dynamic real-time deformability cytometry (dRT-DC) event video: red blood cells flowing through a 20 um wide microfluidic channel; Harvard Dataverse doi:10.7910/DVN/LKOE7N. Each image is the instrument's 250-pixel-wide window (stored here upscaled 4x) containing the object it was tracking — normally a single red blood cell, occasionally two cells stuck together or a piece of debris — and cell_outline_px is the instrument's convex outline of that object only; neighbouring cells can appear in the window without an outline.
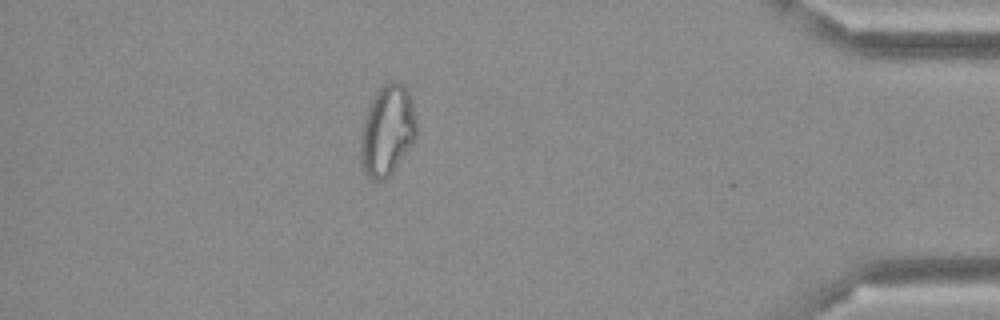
{"species": "Egyptian fruit bat (a non-hibernating species)", "species_latin": "Rousettus aegyptiacus", "temperature_condition": "cold", "stored_images_in_passage": 43, "camera_frame_rate_fps": 3000, "um_per_image_px": 0.085, "frame": {"image": 1, "passage_image": 37, "time_ms": 12.0, "image_size_px": [1000, 320], "cell_outline_px": [[416, 140], [392, 172], [384, 180], [372, 180], [364, 172], [360, 160], [360, 136], [364, 120], [368, 108], [372, 100], [380, 88], [384, 84], [392, 80], [396, 80], [404, 84], [412, 100], [416, 120]], "centroid_in_image_um": [32.92, 11.1], "position_along_channel_um": 402.3, "area_um2": 29.59}}